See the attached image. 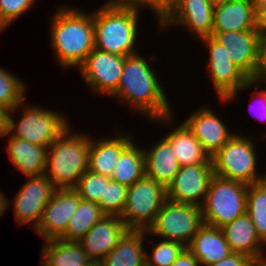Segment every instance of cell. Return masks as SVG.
Instances as JSON below:
<instances>
[{"label":"cell","mask_w":266,"mask_h":266,"mask_svg":"<svg viewBox=\"0 0 266 266\" xmlns=\"http://www.w3.org/2000/svg\"><path fill=\"white\" fill-rule=\"evenodd\" d=\"M246 213L252 220L258 236L266 243V182L248 185Z\"/></svg>","instance_id":"f546056e"},{"label":"cell","mask_w":266,"mask_h":266,"mask_svg":"<svg viewBox=\"0 0 266 266\" xmlns=\"http://www.w3.org/2000/svg\"><path fill=\"white\" fill-rule=\"evenodd\" d=\"M118 131L116 138H91L89 149L88 170L111 178L121 152L134 140L129 134L125 136ZM120 133V134H119Z\"/></svg>","instance_id":"ffe728a7"},{"label":"cell","mask_w":266,"mask_h":266,"mask_svg":"<svg viewBox=\"0 0 266 266\" xmlns=\"http://www.w3.org/2000/svg\"><path fill=\"white\" fill-rule=\"evenodd\" d=\"M150 64L138 54L125 57L119 86L111 97L133 106L151 120L171 124L172 107Z\"/></svg>","instance_id":"6da1fadb"},{"label":"cell","mask_w":266,"mask_h":266,"mask_svg":"<svg viewBox=\"0 0 266 266\" xmlns=\"http://www.w3.org/2000/svg\"><path fill=\"white\" fill-rule=\"evenodd\" d=\"M200 41L205 43L210 52L207 68L219 101L229 102L236 98L237 92L257 84L233 63L224 45L212 36L201 38Z\"/></svg>","instance_id":"30bf717a"},{"label":"cell","mask_w":266,"mask_h":266,"mask_svg":"<svg viewBox=\"0 0 266 266\" xmlns=\"http://www.w3.org/2000/svg\"><path fill=\"white\" fill-rule=\"evenodd\" d=\"M5 28H6V27L0 22V33H1L2 31H4Z\"/></svg>","instance_id":"c3c4849f"},{"label":"cell","mask_w":266,"mask_h":266,"mask_svg":"<svg viewBox=\"0 0 266 266\" xmlns=\"http://www.w3.org/2000/svg\"><path fill=\"white\" fill-rule=\"evenodd\" d=\"M7 116L8 110L0 106V138L7 132Z\"/></svg>","instance_id":"b9f144b4"},{"label":"cell","mask_w":266,"mask_h":266,"mask_svg":"<svg viewBox=\"0 0 266 266\" xmlns=\"http://www.w3.org/2000/svg\"><path fill=\"white\" fill-rule=\"evenodd\" d=\"M166 201V188L144 176L127 189L120 218L129 230H147Z\"/></svg>","instance_id":"9c48e42d"},{"label":"cell","mask_w":266,"mask_h":266,"mask_svg":"<svg viewBox=\"0 0 266 266\" xmlns=\"http://www.w3.org/2000/svg\"><path fill=\"white\" fill-rule=\"evenodd\" d=\"M111 178L95 174L87 170L80 178L74 189L83 200L99 204L100 199L104 198L105 184Z\"/></svg>","instance_id":"1f68e13d"},{"label":"cell","mask_w":266,"mask_h":266,"mask_svg":"<svg viewBox=\"0 0 266 266\" xmlns=\"http://www.w3.org/2000/svg\"><path fill=\"white\" fill-rule=\"evenodd\" d=\"M259 87L260 82L266 84V36L260 37L258 64L255 74L251 78Z\"/></svg>","instance_id":"8d00e7d4"},{"label":"cell","mask_w":266,"mask_h":266,"mask_svg":"<svg viewBox=\"0 0 266 266\" xmlns=\"http://www.w3.org/2000/svg\"><path fill=\"white\" fill-rule=\"evenodd\" d=\"M8 198L4 197L3 193L0 190V216L5 213V210L9 207Z\"/></svg>","instance_id":"ee69618b"},{"label":"cell","mask_w":266,"mask_h":266,"mask_svg":"<svg viewBox=\"0 0 266 266\" xmlns=\"http://www.w3.org/2000/svg\"><path fill=\"white\" fill-rule=\"evenodd\" d=\"M145 230H128L98 266H146Z\"/></svg>","instance_id":"d4e9b609"},{"label":"cell","mask_w":266,"mask_h":266,"mask_svg":"<svg viewBox=\"0 0 266 266\" xmlns=\"http://www.w3.org/2000/svg\"><path fill=\"white\" fill-rule=\"evenodd\" d=\"M187 248L195 255L201 266H208L229 256L232 251L221 228L203 224Z\"/></svg>","instance_id":"44dd1931"},{"label":"cell","mask_w":266,"mask_h":266,"mask_svg":"<svg viewBox=\"0 0 266 266\" xmlns=\"http://www.w3.org/2000/svg\"><path fill=\"white\" fill-rule=\"evenodd\" d=\"M145 176L144 149L133 140L122 152L114 167L111 180L127 187Z\"/></svg>","instance_id":"83f0119b"},{"label":"cell","mask_w":266,"mask_h":266,"mask_svg":"<svg viewBox=\"0 0 266 266\" xmlns=\"http://www.w3.org/2000/svg\"><path fill=\"white\" fill-rule=\"evenodd\" d=\"M104 215L97 203L81 199L68 221L65 233L60 238L66 241H79Z\"/></svg>","instance_id":"f1b7e54d"},{"label":"cell","mask_w":266,"mask_h":266,"mask_svg":"<svg viewBox=\"0 0 266 266\" xmlns=\"http://www.w3.org/2000/svg\"><path fill=\"white\" fill-rule=\"evenodd\" d=\"M140 7L107 1L93 12L94 48L119 56L137 54Z\"/></svg>","instance_id":"3957f363"},{"label":"cell","mask_w":266,"mask_h":266,"mask_svg":"<svg viewBox=\"0 0 266 266\" xmlns=\"http://www.w3.org/2000/svg\"><path fill=\"white\" fill-rule=\"evenodd\" d=\"M254 141L246 135L236 134L212 158L216 176L245 183L261 182L257 172V153Z\"/></svg>","instance_id":"52a82bcc"},{"label":"cell","mask_w":266,"mask_h":266,"mask_svg":"<svg viewBox=\"0 0 266 266\" xmlns=\"http://www.w3.org/2000/svg\"><path fill=\"white\" fill-rule=\"evenodd\" d=\"M81 198L74 188H55L35 232L46 241L60 238Z\"/></svg>","instance_id":"9a60e30c"},{"label":"cell","mask_w":266,"mask_h":266,"mask_svg":"<svg viewBox=\"0 0 266 266\" xmlns=\"http://www.w3.org/2000/svg\"><path fill=\"white\" fill-rule=\"evenodd\" d=\"M255 8H266V0H254Z\"/></svg>","instance_id":"f6af8a7d"},{"label":"cell","mask_w":266,"mask_h":266,"mask_svg":"<svg viewBox=\"0 0 266 266\" xmlns=\"http://www.w3.org/2000/svg\"><path fill=\"white\" fill-rule=\"evenodd\" d=\"M225 239L234 253H243L250 258L263 254L265 242L258 236L247 213L221 227ZM264 245V246H263Z\"/></svg>","instance_id":"603a6c76"},{"label":"cell","mask_w":266,"mask_h":266,"mask_svg":"<svg viewBox=\"0 0 266 266\" xmlns=\"http://www.w3.org/2000/svg\"><path fill=\"white\" fill-rule=\"evenodd\" d=\"M248 185L213 175L201 206L203 223L221 228L246 213Z\"/></svg>","instance_id":"8992f818"},{"label":"cell","mask_w":266,"mask_h":266,"mask_svg":"<svg viewBox=\"0 0 266 266\" xmlns=\"http://www.w3.org/2000/svg\"><path fill=\"white\" fill-rule=\"evenodd\" d=\"M13 200L15 220L19 225L33 222L35 230L39 225L43 210L55 189L45 174L28 176Z\"/></svg>","instance_id":"5bb4252c"},{"label":"cell","mask_w":266,"mask_h":266,"mask_svg":"<svg viewBox=\"0 0 266 266\" xmlns=\"http://www.w3.org/2000/svg\"><path fill=\"white\" fill-rule=\"evenodd\" d=\"M171 266H201L195 255L186 247Z\"/></svg>","instance_id":"f35d334b"},{"label":"cell","mask_w":266,"mask_h":266,"mask_svg":"<svg viewBox=\"0 0 266 266\" xmlns=\"http://www.w3.org/2000/svg\"><path fill=\"white\" fill-rule=\"evenodd\" d=\"M8 137L7 152L14 166L27 177L44 174L48 147L35 145L11 135Z\"/></svg>","instance_id":"cb8c5ba5"},{"label":"cell","mask_w":266,"mask_h":266,"mask_svg":"<svg viewBox=\"0 0 266 266\" xmlns=\"http://www.w3.org/2000/svg\"><path fill=\"white\" fill-rule=\"evenodd\" d=\"M128 230L119 216L104 215L79 240V243L88 258L99 264L116 247Z\"/></svg>","instance_id":"2e32d148"},{"label":"cell","mask_w":266,"mask_h":266,"mask_svg":"<svg viewBox=\"0 0 266 266\" xmlns=\"http://www.w3.org/2000/svg\"><path fill=\"white\" fill-rule=\"evenodd\" d=\"M128 4L144 9L145 7H148L150 11H153V13L157 16V20H159L173 5V0H130Z\"/></svg>","instance_id":"d590c367"},{"label":"cell","mask_w":266,"mask_h":266,"mask_svg":"<svg viewBox=\"0 0 266 266\" xmlns=\"http://www.w3.org/2000/svg\"><path fill=\"white\" fill-rule=\"evenodd\" d=\"M165 138L170 142L180 166L213 164L211 156L183 122Z\"/></svg>","instance_id":"4316f807"},{"label":"cell","mask_w":266,"mask_h":266,"mask_svg":"<svg viewBox=\"0 0 266 266\" xmlns=\"http://www.w3.org/2000/svg\"><path fill=\"white\" fill-rule=\"evenodd\" d=\"M191 114L183 123L211 157L235 135L208 106Z\"/></svg>","instance_id":"ac0fdd59"},{"label":"cell","mask_w":266,"mask_h":266,"mask_svg":"<svg viewBox=\"0 0 266 266\" xmlns=\"http://www.w3.org/2000/svg\"><path fill=\"white\" fill-rule=\"evenodd\" d=\"M214 6L211 0H176L158 20L159 28L178 24L198 39L212 36Z\"/></svg>","instance_id":"8fae6325"},{"label":"cell","mask_w":266,"mask_h":266,"mask_svg":"<svg viewBox=\"0 0 266 266\" xmlns=\"http://www.w3.org/2000/svg\"><path fill=\"white\" fill-rule=\"evenodd\" d=\"M212 37L226 47L233 63L251 79L258 64L260 35L257 30L212 32Z\"/></svg>","instance_id":"e0dca14e"},{"label":"cell","mask_w":266,"mask_h":266,"mask_svg":"<svg viewBox=\"0 0 266 266\" xmlns=\"http://www.w3.org/2000/svg\"><path fill=\"white\" fill-rule=\"evenodd\" d=\"M26 85L14 74L0 67V106L10 111L23 106Z\"/></svg>","instance_id":"4dcf8cb0"},{"label":"cell","mask_w":266,"mask_h":266,"mask_svg":"<svg viewBox=\"0 0 266 266\" xmlns=\"http://www.w3.org/2000/svg\"><path fill=\"white\" fill-rule=\"evenodd\" d=\"M41 253L42 266H98L88 258L79 241L47 240Z\"/></svg>","instance_id":"484cf974"},{"label":"cell","mask_w":266,"mask_h":266,"mask_svg":"<svg viewBox=\"0 0 266 266\" xmlns=\"http://www.w3.org/2000/svg\"><path fill=\"white\" fill-rule=\"evenodd\" d=\"M251 258L243 253L232 252L229 256L219 262L212 263L208 266H249Z\"/></svg>","instance_id":"74e56055"},{"label":"cell","mask_w":266,"mask_h":266,"mask_svg":"<svg viewBox=\"0 0 266 266\" xmlns=\"http://www.w3.org/2000/svg\"><path fill=\"white\" fill-rule=\"evenodd\" d=\"M36 0H0V22L9 26L22 14L27 12Z\"/></svg>","instance_id":"e575fe53"},{"label":"cell","mask_w":266,"mask_h":266,"mask_svg":"<svg viewBox=\"0 0 266 266\" xmlns=\"http://www.w3.org/2000/svg\"><path fill=\"white\" fill-rule=\"evenodd\" d=\"M19 108L21 107L18 106L8 111L7 132L3 137L11 135L35 145L49 147L67 128H70L68 121L62 114L29 104L22 107L24 109L21 119L17 122L11 114H16Z\"/></svg>","instance_id":"5b68a950"},{"label":"cell","mask_w":266,"mask_h":266,"mask_svg":"<svg viewBox=\"0 0 266 266\" xmlns=\"http://www.w3.org/2000/svg\"><path fill=\"white\" fill-rule=\"evenodd\" d=\"M124 60V56L94 48L77 69L92 92L111 96L119 86Z\"/></svg>","instance_id":"7c38bea8"},{"label":"cell","mask_w":266,"mask_h":266,"mask_svg":"<svg viewBox=\"0 0 266 266\" xmlns=\"http://www.w3.org/2000/svg\"><path fill=\"white\" fill-rule=\"evenodd\" d=\"M71 129L67 128L47 149L44 174L55 188H74L88 170L91 137L71 133Z\"/></svg>","instance_id":"277c9868"},{"label":"cell","mask_w":266,"mask_h":266,"mask_svg":"<svg viewBox=\"0 0 266 266\" xmlns=\"http://www.w3.org/2000/svg\"><path fill=\"white\" fill-rule=\"evenodd\" d=\"M155 144L150 149H144L145 176L167 188L181 166L165 137Z\"/></svg>","instance_id":"7402d4cb"},{"label":"cell","mask_w":266,"mask_h":266,"mask_svg":"<svg viewBox=\"0 0 266 266\" xmlns=\"http://www.w3.org/2000/svg\"><path fill=\"white\" fill-rule=\"evenodd\" d=\"M60 9L51 19V48L62 68H78L94 49L93 13L70 8Z\"/></svg>","instance_id":"7a4b0ae2"},{"label":"cell","mask_w":266,"mask_h":266,"mask_svg":"<svg viewBox=\"0 0 266 266\" xmlns=\"http://www.w3.org/2000/svg\"><path fill=\"white\" fill-rule=\"evenodd\" d=\"M213 175V164L181 166L166 188V199L201 207Z\"/></svg>","instance_id":"4fadbf2b"},{"label":"cell","mask_w":266,"mask_h":266,"mask_svg":"<svg viewBox=\"0 0 266 266\" xmlns=\"http://www.w3.org/2000/svg\"><path fill=\"white\" fill-rule=\"evenodd\" d=\"M110 2H114V3H128L130 0H108Z\"/></svg>","instance_id":"bcb514c9"},{"label":"cell","mask_w":266,"mask_h":266,"mask_svg":"<svg viewBox=\"0 0 266 266\" xmlns=\"http://www.w3.org/2000/svg\"><path fill=\"white\" fill-rule=\"evenodd\" d=\"M256 10V30L260 37L266 36V8H255Z\"/></svg>","instance_id":"ab89813d"},{"label":"cell","mask_w":266,"mask_h":266,"mask_svg":"<svg viewBox=\"0 0 266 266\" xmlns=\"http://www.w3.org/2000/svg\"><path fill=\"white\" fill-rule=\"evenodd\" d=\"M264 254L251 258L249 266H266V257L264 258Z\"/></svg>","instance_id":"7bdbcfd3"},{"label":"cell","mask_w":266,"mask_h":266,"mask_svg":"<svg viewBox=\"0 0 266 266\" xmlns=\"http://www.w3.org/2000/svg\"><path fill=\"white\" fill-rule=\"evenodd\" d=\"M185 248L179 242L163 239L154 244L151 255L146 252V266H171Z\"/></svg>","instance_id":"836d02e7"},{"label":"cell","mask_w":266,"mask_h":266,"mask_svg":"<svg viewBox=\"0 0 266 266\" xmlns=\"http://www.w3.org/2000/svg\"><path fill=\"white\" fill-rule=\"evenodd\" d=\"M264 88H265L264 90H258V88H257V93H256V94H258V96H260V100H259L260 103H258V104H260L261 106L259 108V116H257V119L260 120V122L261 121L266 122V85ZM251 113H252V111H251Z\"/></svg>","instance_id":"60d3db41"},{"label":"cell","mask_w":266,"mask_h":266,"mask_svg":"<svg viewBox=\"0 0 266 266\" xmlns=\"http://www.w3.org/2000/svg\"><path fill=\"white\" fill-rule=\"evenodd\" d=\"M262 181L266 182V173L263 174V179Z\"/></svg>","instance_id":"681fc988"},{"label":"cell","mask_w":266,"mask_h":266,"mask_svg":"<svg viewBox=\"0 0 266 266\" xmlns=\"http://www.w3.org/2000/svg\"><path fill=\"white\" fill-rule=\"evenodd\" d=\"M128 187L113 180L105 184L104 198L100 199L99 207L105 215L121 216L126 203Z\"/></svg>","instance_id":"d6a6232c"},{"label":"cell","mask_w":266,"mask_h":266,"mask_svg":"<svg viewBox=\"0 0 266 266\" xmlns=\"http://www.w3.org/2000/svg\"><path fill=\"white\" fill-rule=\"evenodd\" d=\"M203 224L200 206L166 199L146 231L187 247Z\"/></svg>","instance_id":"ba28073f"},{"label":"cell","mask_w":266,"mask_h":266,"mask_svg":"<svg viewBox=\"0 0 266 266\" xmlns=\"http://www.w3.org/2000/svg\"><path fill=\"white\" fill-rule=\"evenodd\" d=\"M211 1L215 5V4H218V3H221V2H227V1H231V0H211Z\"/></svg>","instance_id":"7dc6e473"},{"label":"cell","mask_w":266,"mask_h":266,"mask_svg":"<svg viewBox=\"0 0 266 266\" xmlns=\"http://www.w3.org/2000/svg\"><path fill=\"white\" fill-rule=\"evenodd\" d=\"M255 28L254 0H231L215 4L212 32H239Z\"/></svg>","instance_id":"d6986e66"}]
</instances>
